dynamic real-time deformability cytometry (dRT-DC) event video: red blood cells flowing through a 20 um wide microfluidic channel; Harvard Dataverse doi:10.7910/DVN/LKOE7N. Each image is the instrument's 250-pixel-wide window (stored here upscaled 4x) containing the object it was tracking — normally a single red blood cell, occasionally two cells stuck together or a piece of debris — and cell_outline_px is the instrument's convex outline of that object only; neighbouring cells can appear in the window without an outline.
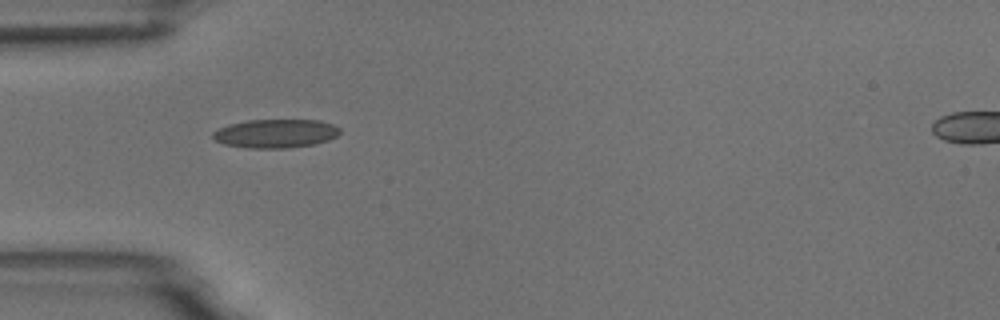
{"species": "common noctule bat (a hibernating species)", "species_latin": "Nyctalus noctula", "temperature_condition": "room temperature", "stored_images_in_passage": 1, "camera_frame_rate_fps": 3000, "um_per_image_px": 0.085, "animal": {"sex": "male", "body_mass_g": 18.8}, "frame": {"image": 1, "passage_image": 1, "time_ms": 0.0, "image_size_px": [1000, 320], "cell_outline_px": [[340, 132], [336, 136], [328, 140], [312, 144], [288, 148], [248, 148], [224, 144], [212, 140], [212, 132], [228, 124], [248, 120], [320, 120], [332, 124], [340, 128]], "centroid_in_image_um": [23.39, 11.34], "position_along_channel_um": 61.6, "area_um2": 21.27}}